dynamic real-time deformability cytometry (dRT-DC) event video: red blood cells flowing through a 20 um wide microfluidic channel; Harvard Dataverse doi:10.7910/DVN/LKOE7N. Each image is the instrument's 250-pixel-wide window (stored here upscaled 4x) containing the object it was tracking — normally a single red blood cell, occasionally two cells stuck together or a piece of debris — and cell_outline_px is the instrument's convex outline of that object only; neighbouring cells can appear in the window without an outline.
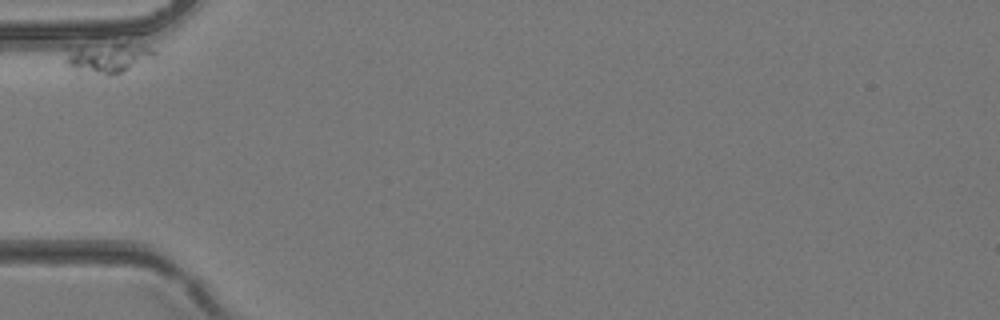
{"species": "common noctule bat (a hibernating species)", "species_latin": "Nyctalus noctula", "temperature_condition": "room temperature", "stored_images_in_passage": 4, "camera_frame_rate_fps": 3000, "um_per_image_px": 0.085, "animal": {"sex": "female", "body_mass_g": 24.6, "forearm_length_mm": 56.2}, "frame": {"image": 1, "passage_image": 1, "time_ms": 0.0, "image_size_px": [1000, 320], "cell_outline_px": [[160, 52], [156, 56], [116, 76], [76, 76], [72, 72], [64, 60], [64, 44], [124, 44], [148, 48]], "centroid_in_image_um": [8.92, 4.98], "position_along_channel_um": 76.1, "area_um2": 17.17}}
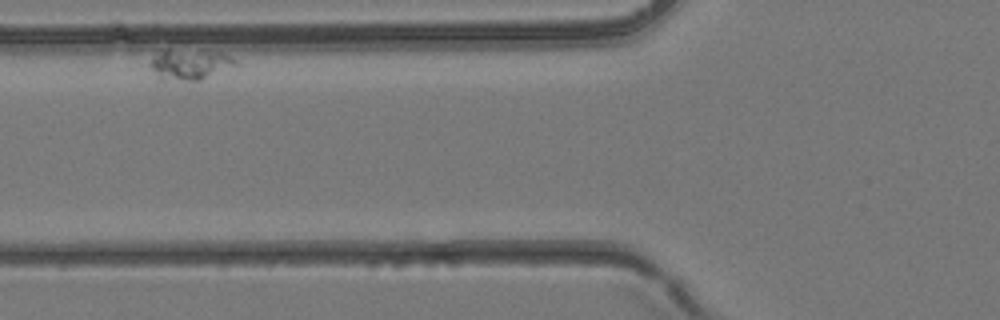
{"frame": {"image": 2, "passage_image": 2, "time_ms": 0.333, "image_size_px": [1000, 320], "cell_outline_px": [[240, 64], [200, 80], [160, 80], [148, 64], [160, 52], [168, 48], [220, 52], [236, 60]], "centroid_in_image_um": [16.13, 5.46], "position_along_channel_um": 109.7, "area_um2": 15.2}}
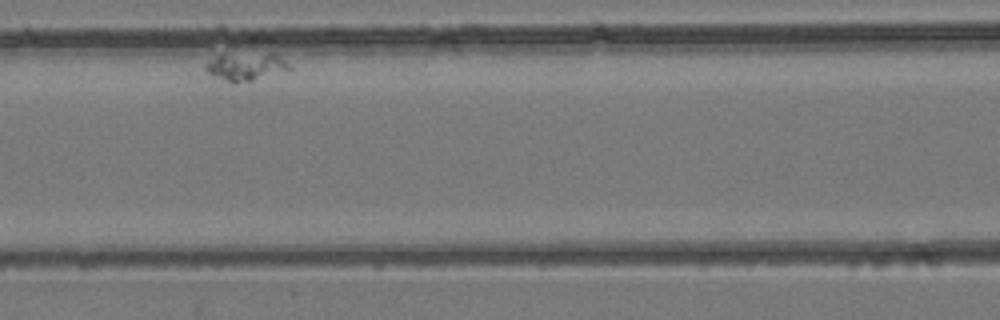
{"frame": {"image": 3, "passage_image": 3, "time_ms": 0.667, "image_size_px": [1000, 320], "cell_outline_px": [[292, 68], [252, 80], [236, 84], [232, 84], [212, 76], [204, 68], [204, 64], [216, 56], [224, 52], [276, 56], [284, 60]], "centroid_in_image_um": [20.75, 5.68], "position_along_channel_um": 145.9, "area_um2": 13.35}}